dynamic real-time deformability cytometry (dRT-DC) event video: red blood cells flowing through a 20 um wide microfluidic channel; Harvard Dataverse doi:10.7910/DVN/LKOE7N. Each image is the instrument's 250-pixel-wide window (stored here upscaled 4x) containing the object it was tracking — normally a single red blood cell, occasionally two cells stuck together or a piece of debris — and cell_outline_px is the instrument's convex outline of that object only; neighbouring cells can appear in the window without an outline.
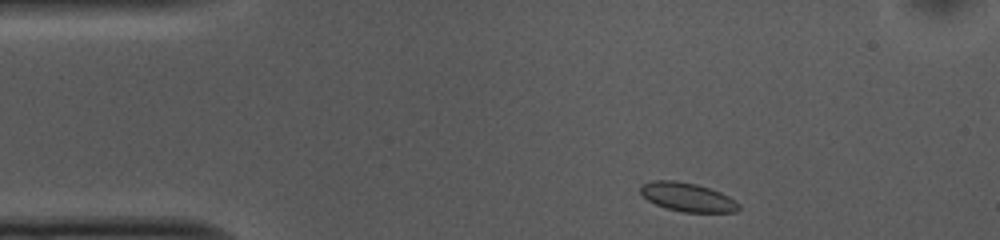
{"species": "common noctule bat (a hibernating species)", "species_latin": "Nyctalus noctula", "temperature_condition": "cold", "stored_images_in_passage": 39, "camera_frame_rate_fps": 3000, "um_per_image_px": 0.085, "animal": {"sex": "female", "body_mass_g": 10.0, "forearm_length_mm": 53.1}, "frame": {"image": 1, "passage_image": 1, "time_ms": 0.0, "image_size_px": [1000, 240], "cell_outline_px": [[740, 208], [736, 212], [684, 212], [668, 208], [656, 204], [648, 200], [640, 192], [640, 184], [652, 180], [676, 180], [696, 184], [720, 192], [736, 200], [740, 204]], "centroid_in_image_um": [58.44, 16.74], "position_along_channel_um": 26.6, "area_um2": 16.47}}
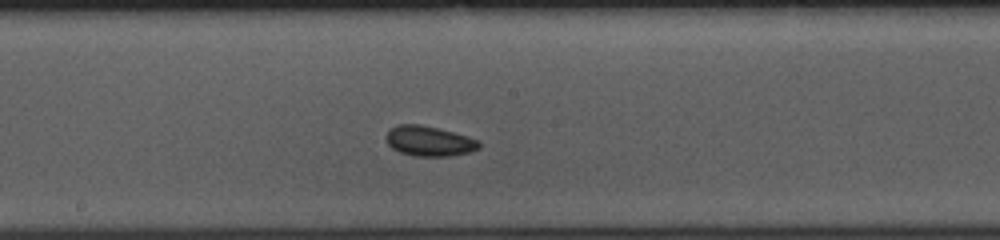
{"frame": {"image": 2, "passage_image": 20, "time_ms": 6.333, "image_size_px": [1000, 240], "cell_outline_px": [[480, 148], [468, 152], [452, 156], [416, 156], [400, 152], [392, 148], [388, 144], [384, 136], [388, 128], [396, 124], [420, 124], [468, 136], [480, 140]], "centroid_in_image_um": [36.44, 11.98], "position_along_channel_um": 211.8, "area_um2": 16.47}}
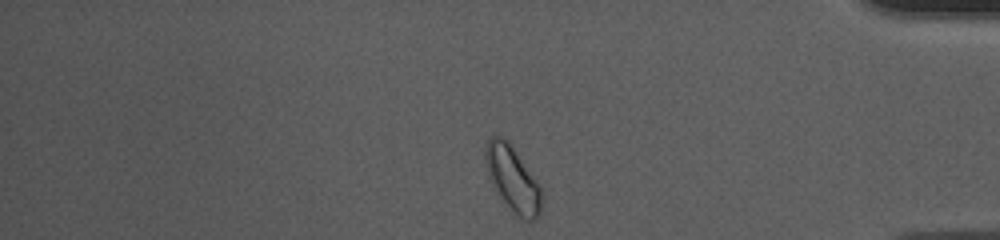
{"frame": {"image": 3, "passage_image": 37, "time_ms": 12.0, "image_size_px": [1000, 240], "cell_outline_px": [[544, 192], [540, 212], [536, 220], [528, 224], [516, 220], [512, 216], [500, 196], [488, 172], [484, 160], [484, 148], [488, 140], [492, 136], [504, 136], [512, 144], [540, 184]], "centroid_in_image_um": [43.64, 15.29], "position_along_channel_um": 391.6, "area_um2": 22.43}, "authors_computed_cell_mechanics": {"area_um2": 15.9528, "velocity_mm_per_s": 3.6981, "shape_relaxation_time_tau1_ms": 1.4682, "shape_relaxation_time_tau2_ms": 2.3979, "deformation_change_tau1": 0.0541, "deformation_change_tau2": 0.0598}}